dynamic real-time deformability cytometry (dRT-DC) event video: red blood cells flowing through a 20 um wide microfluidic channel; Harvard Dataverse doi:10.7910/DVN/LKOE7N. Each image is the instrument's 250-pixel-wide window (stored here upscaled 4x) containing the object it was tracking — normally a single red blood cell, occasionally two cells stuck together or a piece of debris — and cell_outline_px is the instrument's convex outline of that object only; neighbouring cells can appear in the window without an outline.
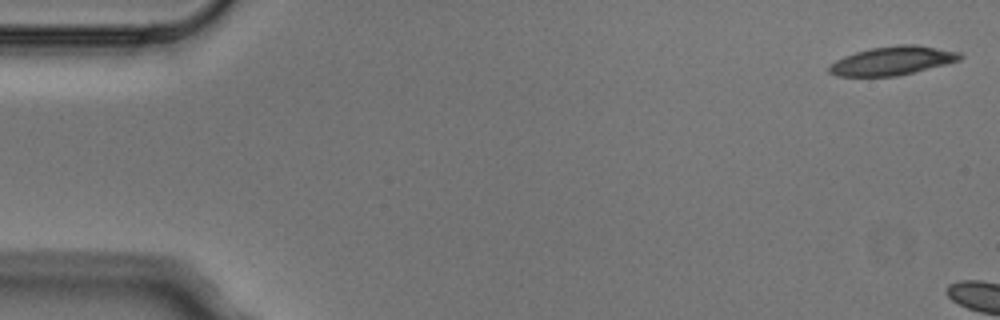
{"species": "Egyptian fruit bat (a non-hibernating species)", "species_latin": "Rousettus aegyptiacus", "temperature_condition": "cold", "stored_images_in_passage": 2, "camera_frame_rate_fps": 3000, "um_per_image_px": 0.085, "animal": {"sex": "male"}, "frame": {"image": 1, "passage_image": 1, "time_ms": 0.0, "image_size_px": [1000, 320], "cell_outline_px": [[964, 56], [960, 60], [948, 64], [896, 76], [836, 76], [828, 72], [828, 68], [836, 60], [844, 56], [856, 52], [872, 48], [896, 44], [912, 44], [960, 52]], "centroid_in_image_um": [75.88, 5.16], "position_along_channel_um": 9.1, "area_um2": 21.79}}